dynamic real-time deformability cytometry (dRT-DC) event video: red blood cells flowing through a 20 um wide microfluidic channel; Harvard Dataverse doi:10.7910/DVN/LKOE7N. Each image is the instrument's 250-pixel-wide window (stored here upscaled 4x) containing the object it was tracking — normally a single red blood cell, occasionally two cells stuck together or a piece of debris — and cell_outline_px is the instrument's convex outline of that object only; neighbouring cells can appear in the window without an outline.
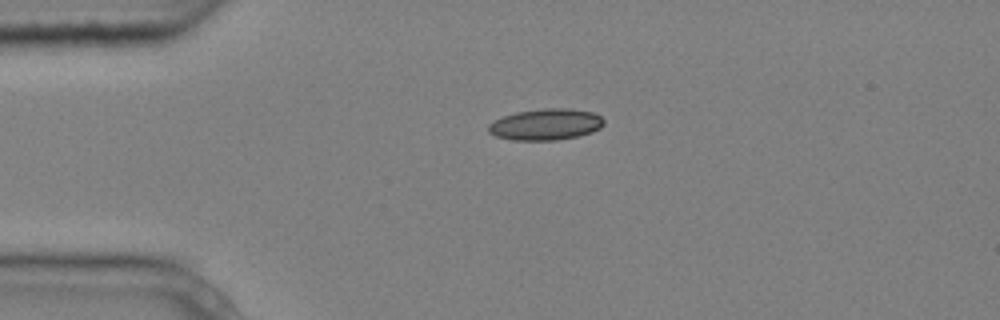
{"species": "common noctule bat (a hibernating species)", "species_latin": "Nyctalus noctula", "temperature_condition": "cold", "stored_images_in_passage": 3, "camera_frame_rate_fps": 3000, "um_per_image_px": 0.085, "animal": {"sex": "male", "body_mass_g": 20.4}, "frame": {"image": 1, "passage_image": 1, "time_ms": 0.0, "image_size_px": [1000, 320], "cell_outline_px": [[604, 124], [600, 128], [592, 132], [580, 136], [556, 140], [512, 140], [496, 136], [488, 132], [488, 124], [504, 116], [516, 112], [544, 108], [568, 108], [592, 112], [600, 116], [604, 120]], "centroid_in_image_um": [46.4, 10.58], "position_along_channel_um": 38.6, "area_um2": 21.1}}
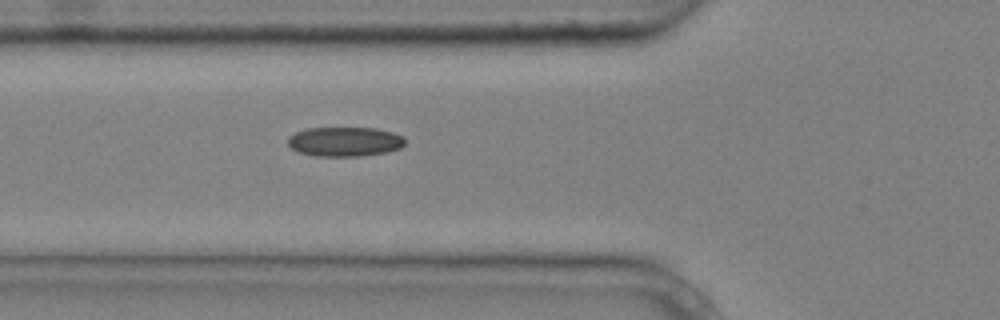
{"frame": {"image": 2, "passage_image": 3, "time_ms": 0.667, "image_size_px": [1000, 320], "cell_outline_px": [[404, 144], [400, 148], [384, 152], [360, 156], [316, 156], [300, 152], [292, 148], [288, 144], [288, 136], [296, 132], [308, 128], [376, 128], [392, 132], [404, 136]], "centroid_in_image_um": [29.3, 12.03], "position_along_channel_um": 96.5, "area_um2": 20.0}}